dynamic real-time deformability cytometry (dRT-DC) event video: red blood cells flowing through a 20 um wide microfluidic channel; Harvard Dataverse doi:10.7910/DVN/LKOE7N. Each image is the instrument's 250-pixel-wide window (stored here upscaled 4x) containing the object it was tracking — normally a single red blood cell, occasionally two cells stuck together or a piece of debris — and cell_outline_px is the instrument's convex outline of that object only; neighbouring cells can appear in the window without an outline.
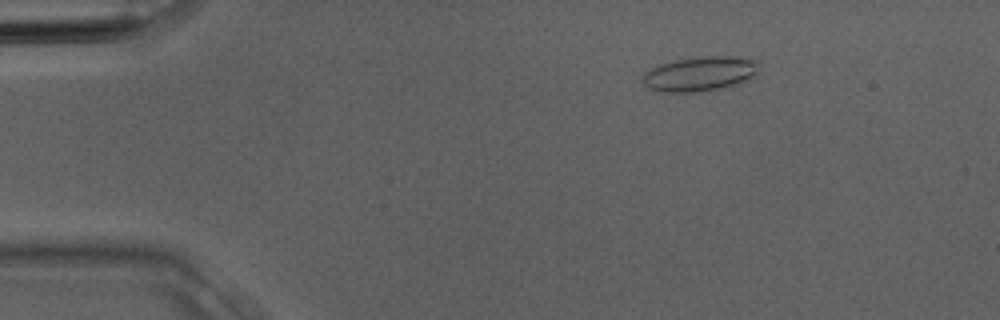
{"species": "Egyptian fruit bat (a non-hibernating species)", "species_latin": "Rousettus aegyptiacus", "temperature_condition": "room temperature", "stored_images_in_passage": 2, "camera_frame_rate_fps": 3000, "um_per_image_px": 0.085, "animal": {"sex": "male"}, "frame": {"image": 1, "passage_image": 1, "time_ms": 0.0, "image_size_px": [1000, 320], "cell_outline_px": [[760, 72], [756, 76], [748, 80], [720, 88], [696, 92], [664, 92], [648, 88], [640, 80], [640, 76], [644, 72], [660, 64], [676, 60], [700, 56], [732, 56], [756, 60]], "centroid_in_image_um": [59.48, 6.27], "position_along_channel_um": 25.5, "area_um2": 23.64}}